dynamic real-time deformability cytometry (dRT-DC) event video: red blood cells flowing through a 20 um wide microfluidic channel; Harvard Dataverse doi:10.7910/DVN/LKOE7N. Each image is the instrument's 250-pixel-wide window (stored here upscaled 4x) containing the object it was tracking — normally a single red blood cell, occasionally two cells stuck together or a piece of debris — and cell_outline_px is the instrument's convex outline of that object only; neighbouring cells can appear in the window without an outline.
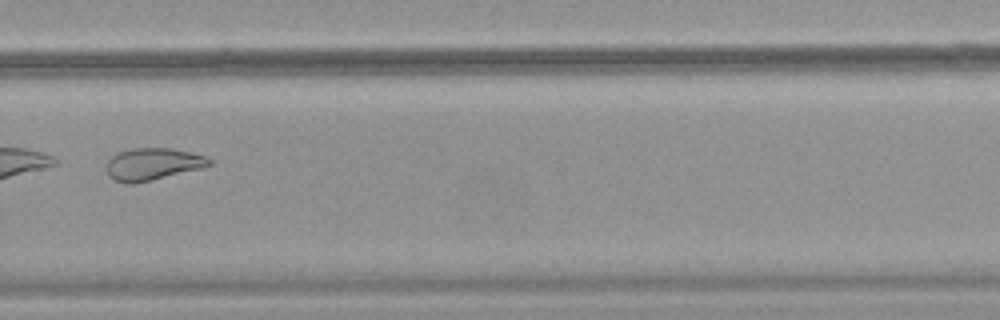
{"species": "common noctule bat (a hibernating species)", "species_latin": "Nyctalus noctula", "temperature_condition": "warm", "stored_images_in_passage": 53, "camera_frame_rate_fps": 3000, "um_per_image_px": 0.085, "animal": {"sex": "female", "body_mass_g": 18.4}, "frame": {"image": 1, "passage_image": 38, "time_ms": 12.333, "image_size_px": [1000, 320], "cell_outline_px": [[212, 164], [204, 168], [152, 180], [132, 184], [128, 184], [116, 180], [108, 176], [108, 160], [116, 152], [132, 148], [172, 148], [204, 156], [212, 160]], "centroid_in_image_um": [13.0, 13.95], "position_along_channel_um": 316.8, "area_um2": 19.25}}